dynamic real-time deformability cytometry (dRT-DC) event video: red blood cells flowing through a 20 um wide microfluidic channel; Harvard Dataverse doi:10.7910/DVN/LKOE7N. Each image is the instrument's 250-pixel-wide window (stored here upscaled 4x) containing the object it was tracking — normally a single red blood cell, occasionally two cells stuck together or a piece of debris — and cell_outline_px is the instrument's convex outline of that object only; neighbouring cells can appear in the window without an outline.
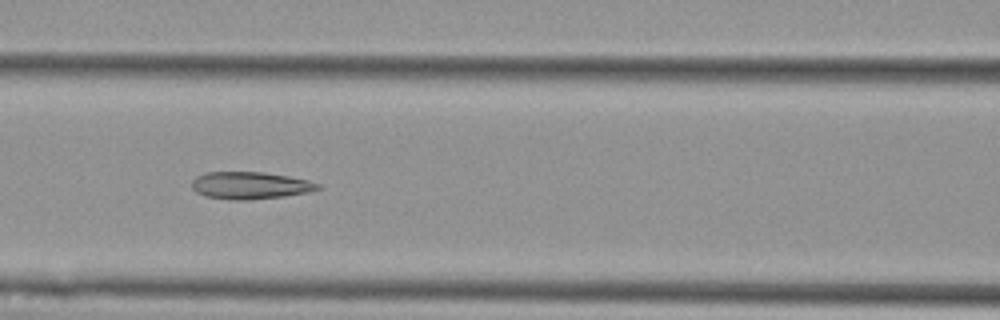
{"species": "Egyptian fruit bat (a non-hibernating species)", "species_latin": "Rousettus aegyptiacus", "temperature_condition": "cold", "stored_images_in_passage": 8, "camera_frame_rate_fps": 3000, "um_per_image_px": 0.085, "animal": {"sex": "female"}, "frame": {"image": 1, "passage_image": 4, "time_ms": 3.333, "image_size_px": [1000, 320], "cell_outline_px": [[324, 188], [308, 192], [284, 196], [248, 200], [228, 200], [204, 196], [196, 192], [192, 188], [192, 180], [196, 176], [208, 172], [264, 172], [288, 176], [308, 180], [320, 184]], "centroid_in_image_um": [21.26, 15.77], "position_along_channel_um": 145.3, "area_um2": 20.17}}
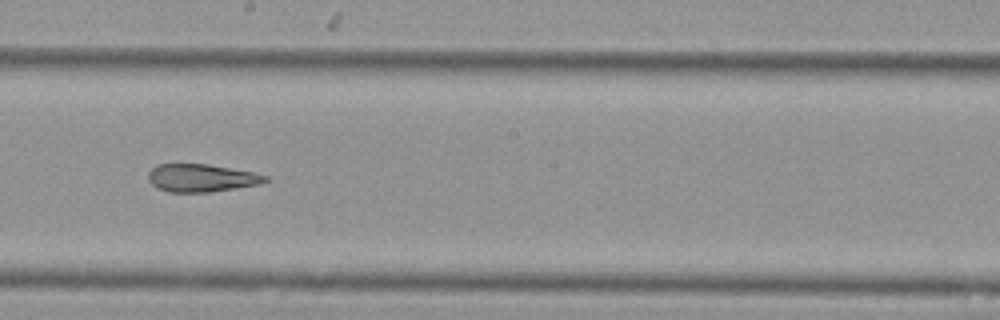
{"frame": {"image": 2, "passage_image": 6, "time_ms": 5.667, "image_size_px": [1000, 320], "cell_outline_px": [[268, 180], [260, 184], [208, 192], [168, 192], [156, 188], [148, 180], [148, 172], [156, 164], [208, 164], [252, 172], [268, 176]], "centroid_in_image_um": [17.07, 15.12], "position_along_channel_um": 231.1, "area_um2": 18.9}}
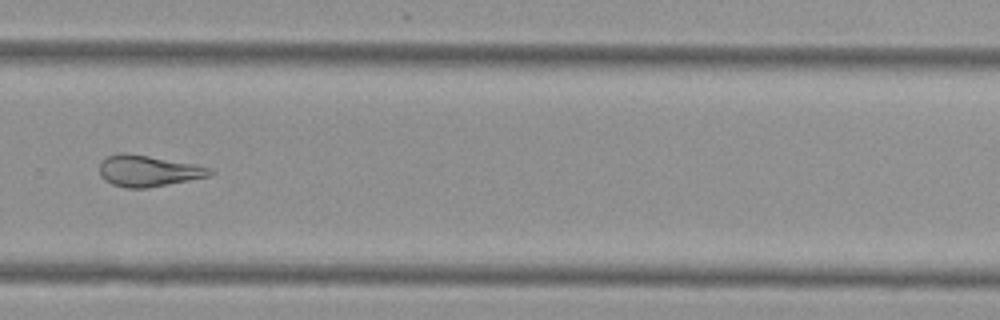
{"frame": {"image": 3, "passage_image": 8, "time_ms": 8.0, "image_size_px": [1000, 320], "cell_outline_px": [[216, 172], [208, 176], [148, 188], [124, 188], [112, 184], [104, 180], [100, 176], [100, 164], [108, 156], [120, 152], [124, 152], [148, 156], [192, 164], [212, 168]], "centroid_in_image_um": [12.57, 14.53], "position_along_channel_um": 317.2, "area_um2": 19.88}}